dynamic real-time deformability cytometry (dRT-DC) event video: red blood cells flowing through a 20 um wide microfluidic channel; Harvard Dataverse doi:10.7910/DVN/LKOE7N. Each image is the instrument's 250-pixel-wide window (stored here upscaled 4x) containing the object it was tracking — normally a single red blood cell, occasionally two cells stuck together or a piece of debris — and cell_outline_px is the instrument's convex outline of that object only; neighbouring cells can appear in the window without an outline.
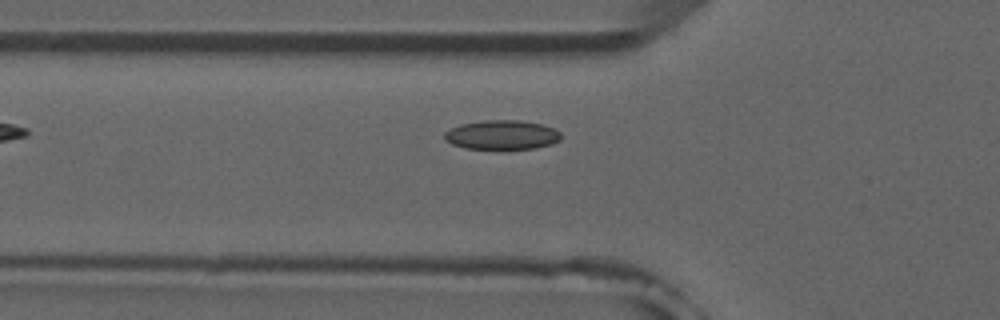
{"species": "common noctule bat (a hibernating species)", "species_latin": "Nyctalus noctula", "temperature_condition": "room temperature", "stored_images_in_passage": 4, "camera_frame_rate_fps": 3000, "um_per_image_px": 0.085, "animal": {"sex": "male", "forearm_length_mm": 52.5}, "frame": {"image": 1, "passage_image": 4, "time_ms": 3.333, "image_size_px": [1000, 320], "cell_outline_px": [[560, 140], [552, 144], [532, 148], [464, 148], [452, 144], [444, 140], [444, 132], [460, 124], [484, 120], [520, 120], [544, 124], [560, 132]], "centroid_in_image_um": [42.65, 11.45], "position_along_channel_um": 83.1, "area_um2": 19.77}}